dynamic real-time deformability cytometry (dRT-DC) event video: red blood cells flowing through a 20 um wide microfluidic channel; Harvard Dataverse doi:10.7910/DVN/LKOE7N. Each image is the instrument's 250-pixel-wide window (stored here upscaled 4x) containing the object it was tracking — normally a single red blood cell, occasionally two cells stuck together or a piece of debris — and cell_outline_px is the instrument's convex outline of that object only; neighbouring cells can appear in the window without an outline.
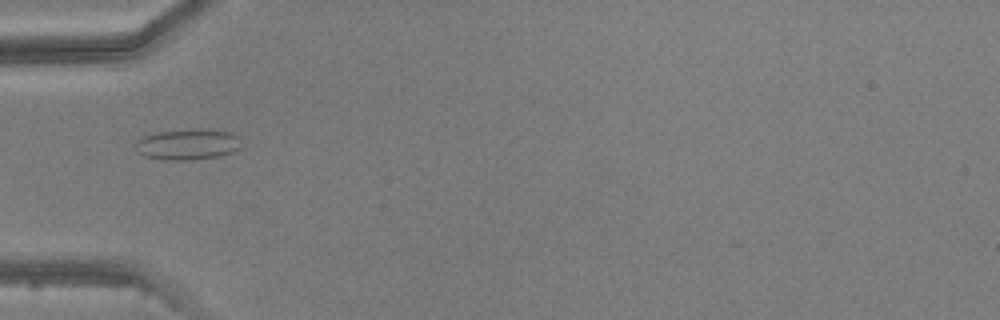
{"species": "common noctule bat (a hibernating species)", "species_latin": "Nyctalus noctula", "temperature_condition": "warm", "stored_images_in_passage": 5, "camera_frame_rate_fps": 3000, "um_per_image_px": 0.085, "animal": {"sex": "male", "body_mass_g": 20.5, "forearm_length_mm": 52.5}, "frame": {"image": 1, "passage_image": 5, "time_ms": 4.667, "image_size_px": [1000, 320], "cell_outline_px": [[240, 148], [232, 152], [220, 156], [192, 160], [164, 160], [144, 156], [136, 152], [136, 140], [144, 136], [160, 132], [208, 128], [212, 128], [232, 132], [240, 136]], "centroid_in_image_um": [16.0, 12.27], "position_along_channel_um": 69.0, "area_um2": 19.31}}